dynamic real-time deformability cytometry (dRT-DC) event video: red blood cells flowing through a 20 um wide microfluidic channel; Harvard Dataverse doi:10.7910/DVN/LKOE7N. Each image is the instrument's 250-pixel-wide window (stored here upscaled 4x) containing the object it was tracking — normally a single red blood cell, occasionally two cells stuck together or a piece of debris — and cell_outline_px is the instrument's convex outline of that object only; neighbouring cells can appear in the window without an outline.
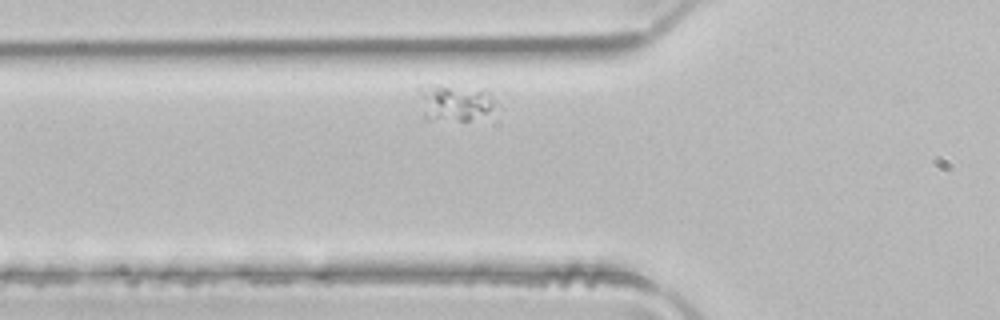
{"species": "common noctule bat (a hibernating species)", "species_latin": "Nyctalus noctula", "temperature_condition": "room temperature", "stored_images_in_passage": 5, "camera_frame_rate_fps": 3000, "um_per_image_px": 0.085, "animal": {"sex": "male", "body_mass_g": 21.5, "forearm_length_mm": 52.0}, "frame": {"image": 1, "passage_image": 5, "time_ms": 1.333, "image_size_px": [1000, 320], "cell_outline_px": [[500, 104], [468, 120], [424, 120], [416, 88], [416, 84], [436, 84], [484, 88]], "centroid_in_image_um": [38.54, 8.65], "position_along_channel_um": 87.3, "area_um2": 16.99}}